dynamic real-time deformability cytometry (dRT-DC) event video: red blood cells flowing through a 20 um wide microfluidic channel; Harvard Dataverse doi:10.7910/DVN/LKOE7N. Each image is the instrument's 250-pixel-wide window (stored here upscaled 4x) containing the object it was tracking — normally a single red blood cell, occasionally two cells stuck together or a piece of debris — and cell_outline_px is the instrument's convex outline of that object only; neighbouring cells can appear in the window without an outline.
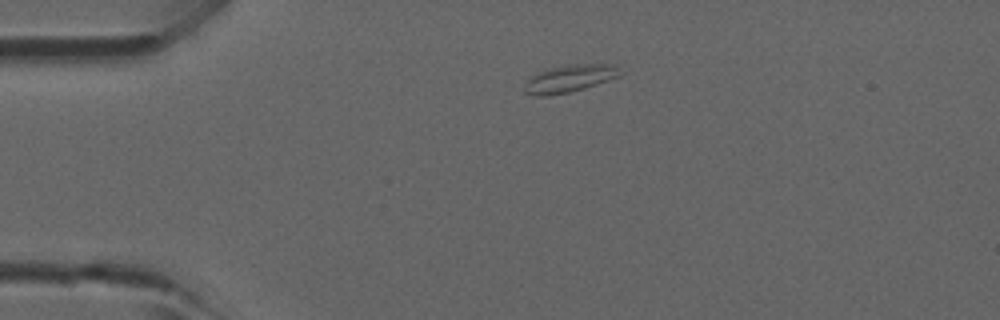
{"species": "common noctule bat (a hibernating species)", "species_latin": "Nyctalus noctula", "temperature_condition": "room temperature", "stored_images_in_passage": 37, "camera_frame_rate_fps": 3000, "um_per_image_px": 0.085, "animal": {"sex": "male", "forearm_length_mm": 52.5}, "frame": {"image": 1, "passage_image": 1, "time_ms": 0.0, "image_size_px": [1000, 320], "cell_outline_px": [[620, 76], [584, 88], [568, 92], [548, 96], [536, 96], [524, 92], [524, 84], [536, 72], [548, 68], [568, 64], [616, 64]], "centroid_in_image_um": [48.36, 6.67], "position_along_channel_um": 36.6, "area_um2": 15.2}}
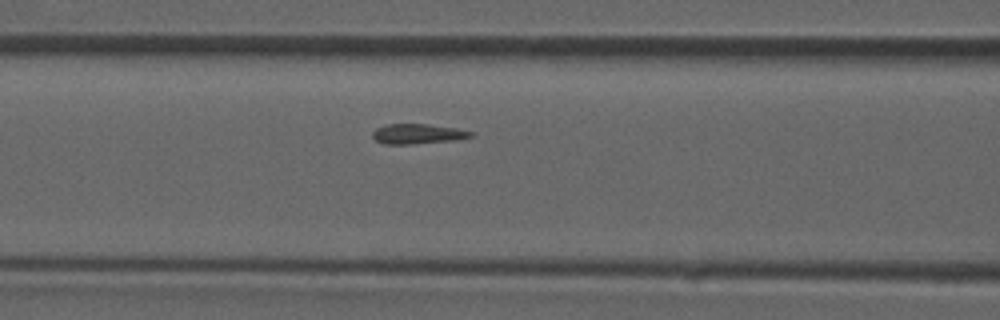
{"frame": {"image": 2, "passage_image": 10, "time_ms": 3.0, "image_size_px": [1000, 320], "cell_outline_px": [[472, 136], [456, 140], [408, 144], [384, 144], [376, 140], [372, 136], [372, 132], [376, 128], [388, 124], [428, 124], [456, 128], [472, 132]], "centroid_in_image_um": [35.47, 11.37], "position_along_channel_um": 131.1, "area_um2": 11.33}}
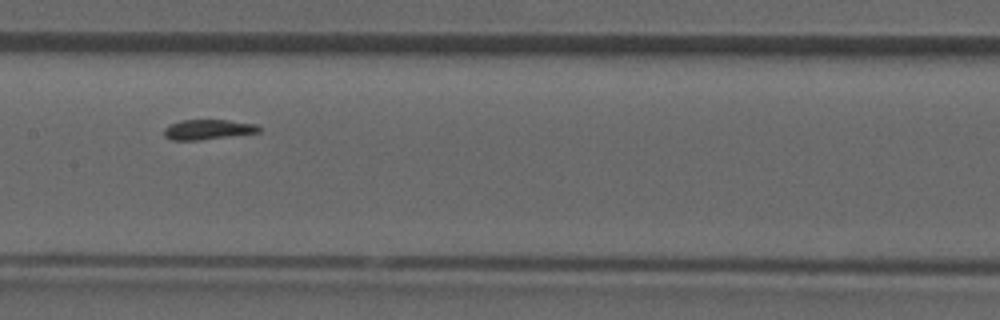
{"frame": {"image": 3, "passage_image": 14, "time_ms": 4.333, "image_size_px": [1000, 320], "cell_outline_px": [[260, 132], [200, 140], [172, 140], [164, 136], [164, 128], [180, 120], [228, 120], [256, 124], [260, 128]], "centroid_in_image_um": [17.67, 11.01], "position_along_channel_um": 189.7, "area_um2": 10.98}}